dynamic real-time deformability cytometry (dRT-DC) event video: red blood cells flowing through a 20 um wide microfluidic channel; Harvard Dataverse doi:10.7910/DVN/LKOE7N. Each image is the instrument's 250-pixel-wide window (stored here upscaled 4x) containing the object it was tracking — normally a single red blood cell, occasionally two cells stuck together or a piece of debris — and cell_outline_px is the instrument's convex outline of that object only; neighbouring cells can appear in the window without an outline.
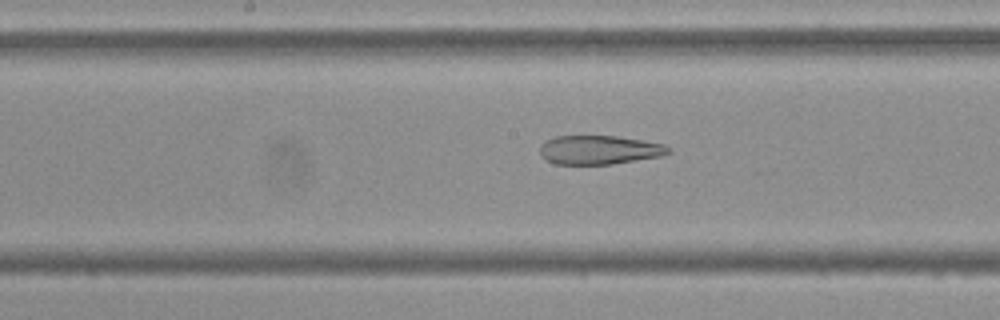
{"species": "Egyptian fruit bat (a non-hibernating species)", "species_latin": "Rousettus aegyptiacus", "temperature_condition": "cold", "stored_images_in_passage": 40, "camera_frame_rate_fps": 3000, "um_per_image_px": 0.085, "frame": {"image": 1, "passage_image": 13, "time_ms": 4.0, "image_size_px": [1000, 320], "cell_outline_px": [[672, 152], [660, 156], [612, 164], [556, 164], [540, 156], [540, 144], [556, 136], [616, 136], [644, 140], [664, 144], [672, 148]], "centroid_in_image_um": [50.96, 12.74], "position_along_channel_um": 197.2, "area_um2": 21.68}}
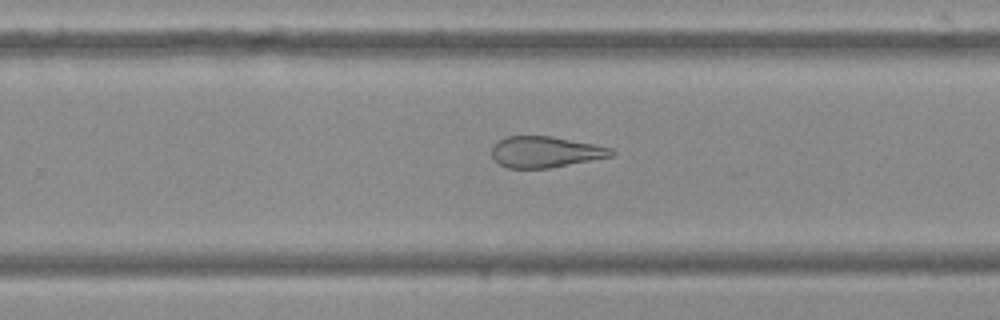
{"frame": {"image": 2, "passage_image": 20, "time_ms": 6.333, "image_size_px": [1000, 320], "cell_outline_px": [[616, 156], [548, 168], [508, 168], [492, 160], [492, 144], [496, 140], [504, 136], [552, 136], [596, 144], [612, 148], [616, 152]], "centroid_in_image_um": [46.36, 12.9], "position_along_channel_um": 283.4, "area_um2": 22.14}}
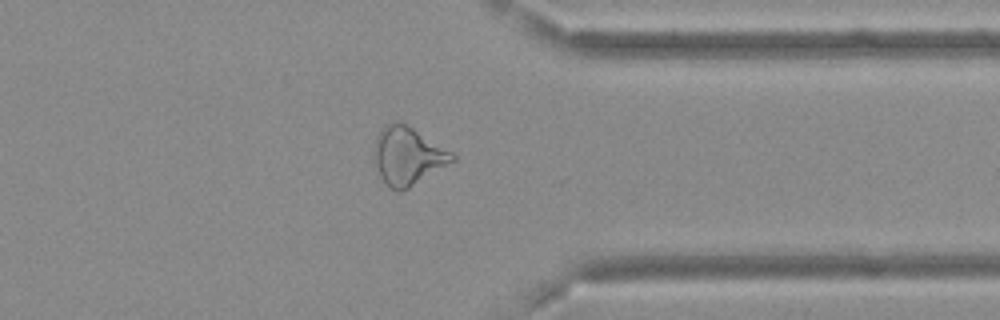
{"frame": {"image": 3, "passage_image": 28, "time_ms": 9.0, "image_size_px": [1000, 320], "cell_outline_px": [[456, 160], [408, 188], [400, 192], [396, 192], [380, 176], [376, 164], [376, 136], [384, 124], [392, 120], [396, 120], [412, 128], [452, 152], [456, 156]], "centroid_in_image_um": [34.67, 13.24], "position_along_channel_um": 376.7, "area_um2": 25.78}, "authors_computed_cell_mechanics": {"area_um2": 25.3742, "velocity_mm_per_s": 3.7036, "shape_relaxation_time_tau1_ms": null, "shape_relaxation_time_tau2_ms": 7.2155, "deformation_change_tau1": null, "deformation_change_tau2": 0.208}}